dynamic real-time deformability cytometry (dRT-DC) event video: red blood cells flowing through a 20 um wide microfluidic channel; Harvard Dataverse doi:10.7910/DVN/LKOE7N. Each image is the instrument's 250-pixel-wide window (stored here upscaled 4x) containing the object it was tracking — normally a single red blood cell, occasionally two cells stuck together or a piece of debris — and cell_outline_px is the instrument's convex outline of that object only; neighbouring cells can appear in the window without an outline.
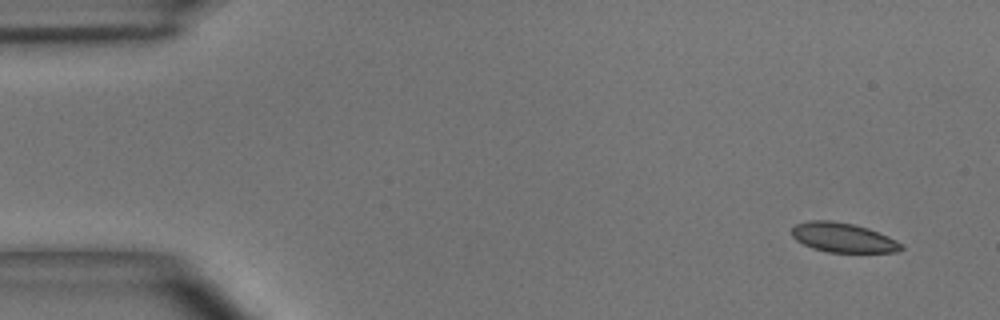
{"species": "common noctule bat (a hibernating species)", "species_latin": "Nyctalus noctula", "temperature_condition": "room temperature", "stored_images_in_passage": 7, "camera_frame_rate_fps": 3000, "um_per_image_px": 0.085, "animal": {"sex": "male", "body_mass_g": 15.6}, "frame": {"image": 1, "passage_image": 1, "time_ms": 0.0, "image_size_px": [1000, 320], "cell_outline_px": [[904, 248], [896, 252], [828, 252], [812, 248], [796, 240], [792, 236], [792, 228], [796, 224], [808, 220], [832, 220], [852, 224], [868, 228], [888, 236], [904, 244]], "centroid_in_image_um": [71.67, 20.19], "position_along_channel_um": 13.3, "area_um2": 18.84}}